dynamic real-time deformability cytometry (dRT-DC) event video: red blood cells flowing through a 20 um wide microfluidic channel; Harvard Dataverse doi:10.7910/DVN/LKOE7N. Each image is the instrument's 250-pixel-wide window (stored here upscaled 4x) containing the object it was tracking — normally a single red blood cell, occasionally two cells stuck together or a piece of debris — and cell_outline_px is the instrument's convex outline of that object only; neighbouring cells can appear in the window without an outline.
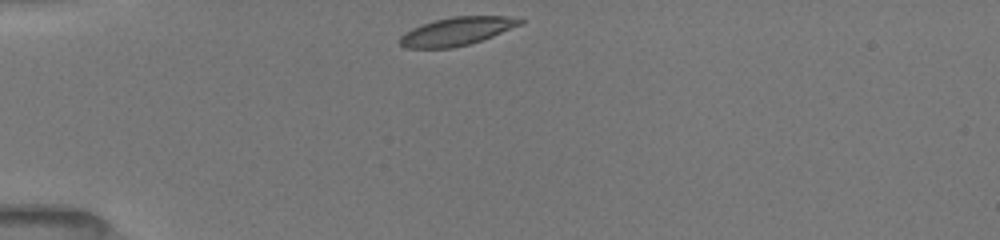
{"species": "common noctule bat (a hibernating species)", "species_latin": "Nyctalus noctula", "temperature_condition": "room temperature", "stored_images_in_passage": 6, "camera_frame_rate_fps": 3000, "um_per_image_px": 0.085, "animal": {"sex": "female", "body_mass_g": 19.5, "forearm_length_mm": 54.1}, "frame": {"image": 1, "passage_image": 1, "time_ms": 0.0, "image_size_px": [1000, 240], "cell_outline_px": [[524, 24], [492, 36], [468, 44], [452, 48], [404, 48], [396, 40], [404, 32], [412, 28], [436, 20], [452, 16], [524, 16]], "centroid_in_image_um": [38.87, 2.65], "position_along_channel_um": 46.1, "area_um2": 20.0}}
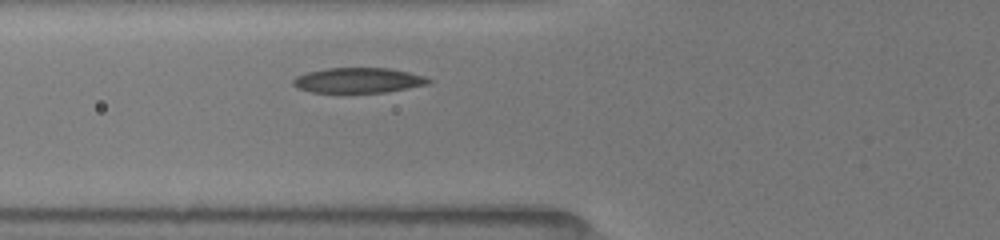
{"frame": {"image": 2, "passage_image": 4, "time_ms": 2.0, "image_size_px": [1000, 240], "cell_outline_px": [[432, 80], [428, 84], [408, 88], [384, 92], [312, 92], [296, 88], [292, 84], [292, 80], [296, 76], [308, 72], [324, 68], [388, 68], [408, 72], [424, 76]], "centroid_in_image_um": [30.42, 6.82], "position_along_channel_um": 95.4, "area_um2": 19.77}}
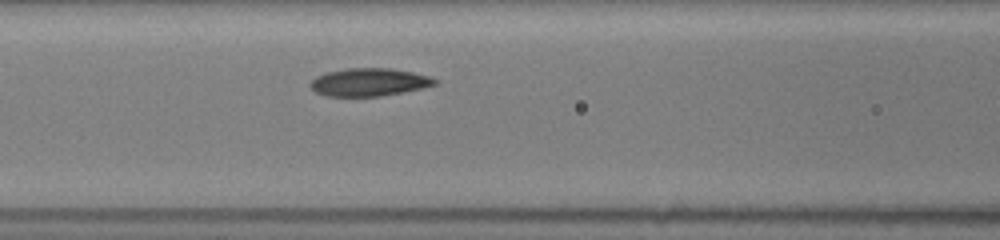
{"frame": {"image": 3, "passage_image": 6, "time_ms": 3.0, "image_size_px": [1000, 240], "cell_outline_px": [[440, 80], [436, 84], [404, 92], [380, 96], [324, 96], [316, 92], [308, 84], [316, 76], [324, 72], [348, 68], [392, 68], [412, 72], [428, 76]], "centroid_in_image_um": [31.35, 6.98], "position_along_channel_um": 135.3, "area_um2": 20.29}}